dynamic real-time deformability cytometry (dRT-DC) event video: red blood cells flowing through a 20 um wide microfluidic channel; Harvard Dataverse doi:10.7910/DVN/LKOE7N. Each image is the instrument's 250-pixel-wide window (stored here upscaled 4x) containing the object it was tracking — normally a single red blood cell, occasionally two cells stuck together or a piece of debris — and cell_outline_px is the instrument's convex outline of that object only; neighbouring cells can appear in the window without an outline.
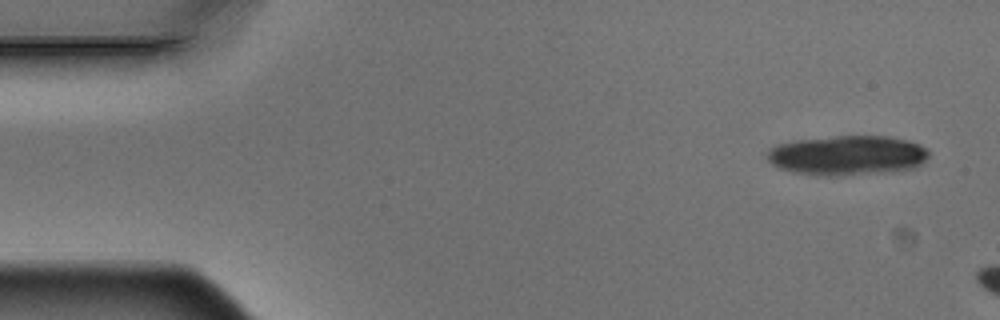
{"species": "Egyptian fruit bat (a non-hibernating species)", "species_latin": "Rousettus aegyptiacus", "temperature_condition": "warm", "stored_images_in_passage": 3, "camera_frame_rate_fps": 3000, "um_per_image_px": 0.085, "animal": {"sex": "male"}, "frame": {"image": 1, "passage_image": 1, "time_ms": 0.0, "image_size_px": [1000, 320], "cell_outline_px": [[928, 156], [916, 168], [892, 172], [832, 176], [828, 176], [792, 172], [780, 168], [772, 164], [764, 156], [768, 148], [776, 144], [796, 140], [836, 136], [892, 136], [908, 140], [920, 144], [928, 148]], "centroid_in_image_um": [72.02, 13.2], "position_along_channel_um": 13.0, "area_um2": 37.92}}